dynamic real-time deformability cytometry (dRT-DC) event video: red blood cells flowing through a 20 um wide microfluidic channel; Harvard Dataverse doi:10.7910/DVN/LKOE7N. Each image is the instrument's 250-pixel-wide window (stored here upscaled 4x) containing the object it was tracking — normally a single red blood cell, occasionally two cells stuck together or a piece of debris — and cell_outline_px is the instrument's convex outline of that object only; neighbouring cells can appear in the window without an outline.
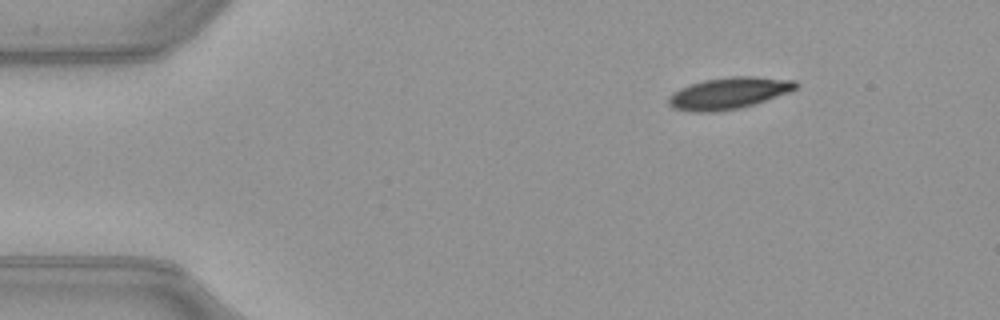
{"species": "common noctule bat (a hibernating species)", "species_latin": "Nyctalus noctula", "temperature_condition": "warm", "stored_images_in_passage": 45, "camera_frame_rate_fps": 3000, "um_per_image_px": 0.085, "animal": {"sex": "female", "body_mass_g": 21.9}, "frame": {"image": 1, "passage_image": 1, "time_ms": 0.0, "image_size_px": [1000, 320], "cell_outline_px": [[800, 84], [796, 88], [788, 92], [756, 104], [740, 108], [716, 112], [692, 112], [672, 108], [668, 104], [668, 96], [672, 92], [680, 88], [704, 80], [732, 76], [756, 76], [796, 80]], "centroid_in_image_um": [61.94, 7.92], "position_along_channel_um": 23.1, "area_um2": 23.7}}
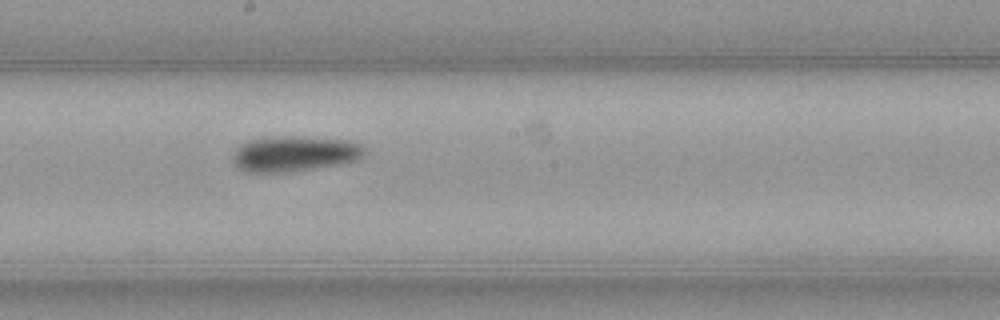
{"frame": {"image": 2, "passage_image": 22, "time_ms": 7.0, "image_size_px": [1000, 320], "cell_outline_px": [[368, 152], [360, 160], [340, 164], [288, 172], [244, 172], [236, 168], [232, 160], [232, 156], [236, 148], [240, 144], [252, 140], [272, 136], [296, 136], [348, 140], [360, 144]], "centroid_in_image_um": [25.03, 13.07], "position_along_channel_um": 223.2, "area_um2": 27.63}}
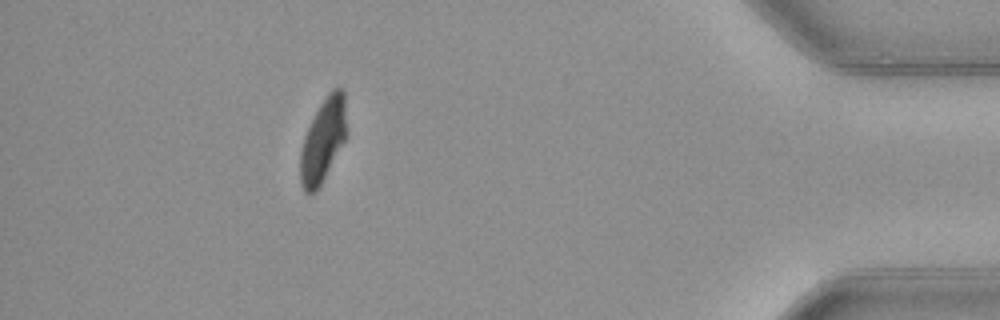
{"frame": {"image": 3, "passage_image": 40, "time_ms": 13.0, "image_size_px": [1000, 320], "cell_outline_px": [[348, 136], [316, 192], [308, 196], [304, 192], [300, 184], [300, 152], [304, 136], [320, 104], [328, 92], [332, 88], [344, 88], [348, 132]], "centroid_in_image_um": [27.48, 11.93], "position_along_channel_um": 407.7, "area_um2": 23.06}, "authors_computed_cell_mechanics": {"area_um2": 25.3742, "velocity_mm_per_s": 4.0018, "shape_relaxation_time_tau1_ms": 5.5991, "shape_relaxation_time_tau2_ms": null, "deformation_change_tau1": 0.1916, "deformation_change_tau2": null}}